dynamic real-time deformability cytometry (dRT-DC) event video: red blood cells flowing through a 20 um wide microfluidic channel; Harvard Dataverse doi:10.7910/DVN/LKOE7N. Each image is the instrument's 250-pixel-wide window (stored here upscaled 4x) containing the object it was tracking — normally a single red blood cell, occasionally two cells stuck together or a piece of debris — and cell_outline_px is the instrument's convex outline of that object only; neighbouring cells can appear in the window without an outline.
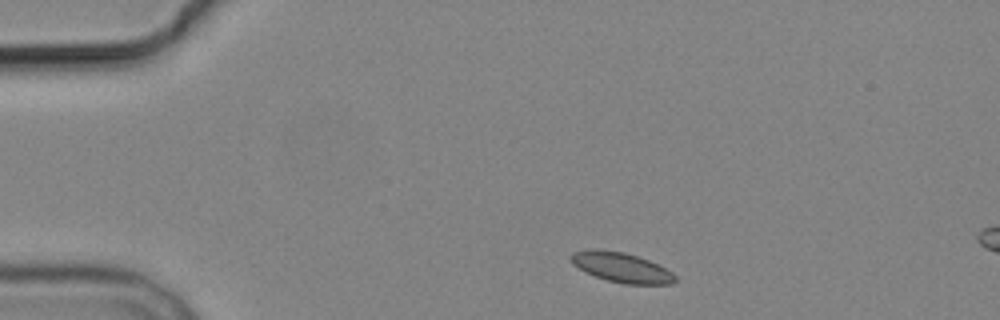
{"species": "common noctule bat (a hibernating species)", "species_latin": "Nyctalus noctula", "temperature_condition": "cold", "stored_images_in_passage": 4, "camera_frame_rate_fps": 3000, "um_per_image_px": 0.085, "animal": {"sex": "male", "body_mass_g": 19.2, "forearm_length_mm": 51.8}, "frame": {"image": 1, "passage_image": 1, "time_ms": 0.0, "image_size_px": [1000, 320], "cell_outline_px": [[676, 280], [672, 284], [624, 284], [608, 280], [584, 272], [572, 264], [568, 256], [572, 252], [588, 248], [596, 248], [624, 252], [648, 260], [672, 272], [676, 276]], "centroid_in_image_um": [52.75, 22.71], "position_along_channel_um": 32.3, "area_um2": 18.26}}
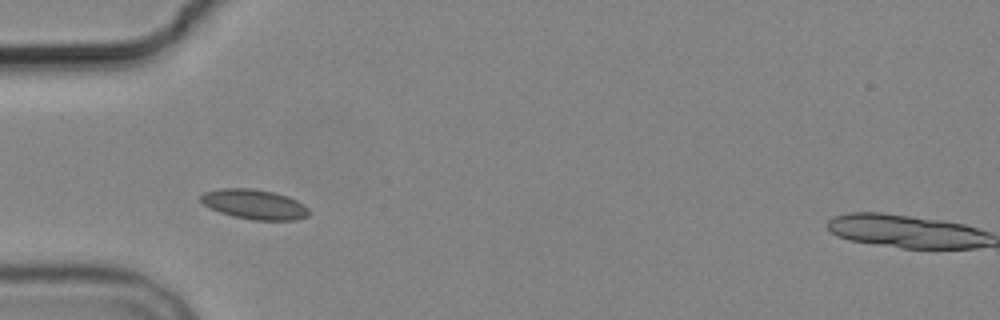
{"frame": {"image": 2, "passage_image": 3, "time_ms": 2.333, "image_size_px": [1000, 320], "cell_outline_px": [[308, 216], [296, 220], [252, 220], [232, 216], [220, 212], [204, 204], [200, 200], [200, 196], [204, 192], [220, 188], [252, 188], [276, 192], [288, 196], [304, 204], [308, 208]], "centroid_in_image_um": [21.64, 17.36], "position_along_channel_um": 63.4, "area_um2": 18.9}}
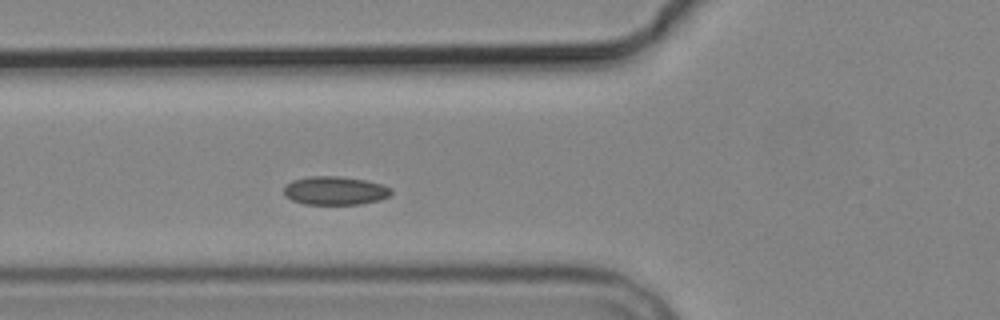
{"frame": {"image": 3, "passage_image": 4, "time_ms": 3.333, "image_size_px": [1000, 320], "cell_outline_px": [[392, 192], [388, 196], [380, 200], [360, 204], [304, 204], [292, 200], [284, 196], [284, 188], [292, 180], [308, 176], [340, 176], [364, 180], [380, 184], [392, 188]], "centroid_in_image_um": [28.46, 16.2], "position_along_channel_um": 97.3, "area_um2": 17.8}}